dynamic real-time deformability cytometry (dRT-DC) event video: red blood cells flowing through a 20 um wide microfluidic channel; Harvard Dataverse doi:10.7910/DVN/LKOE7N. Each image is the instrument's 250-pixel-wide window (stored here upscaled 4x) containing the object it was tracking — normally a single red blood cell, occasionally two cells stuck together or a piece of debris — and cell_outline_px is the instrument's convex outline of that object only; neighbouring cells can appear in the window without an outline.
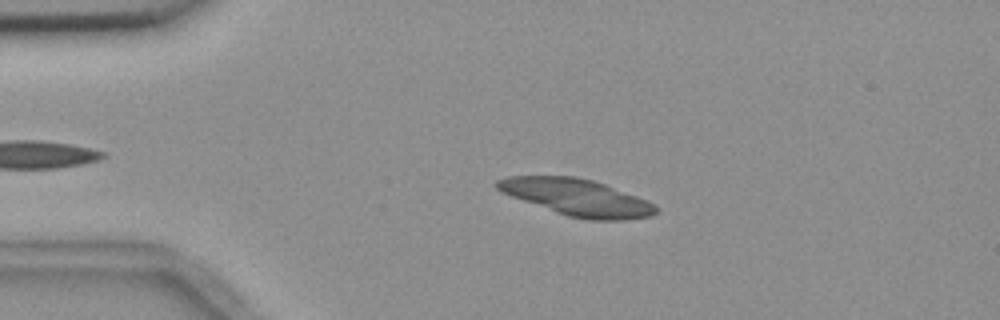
{"species": "common noctule bat (a hibernating species)", "species_latin": "Nyctalus noctula", "temperature_condition": "room temperature", "stored_images_in_passage": 5, "camera_frame_rate_fps": 3000, "um_per_image_px": 0.085, "animal": {"sex": "female", "body_mass_g": 18.4}, "frame": {"image": 1, "passage_image": 4, "time_ms": 3.333, "image_size_px": [1000, 320], "cell_outline_px": [[660, 208], [652, 216], [624, 220], [588, 220], [568, 216], [556, 212], [500, 192], [496, 188], [496, 180], [508, 176], [576, 176], [592, 180], [604, 184], [648, 200], [656, 204]], "centroid_in_image_um": [49.07, 16.78], "position_along_channel_um": 35.9, "area_um2": 33.93}}